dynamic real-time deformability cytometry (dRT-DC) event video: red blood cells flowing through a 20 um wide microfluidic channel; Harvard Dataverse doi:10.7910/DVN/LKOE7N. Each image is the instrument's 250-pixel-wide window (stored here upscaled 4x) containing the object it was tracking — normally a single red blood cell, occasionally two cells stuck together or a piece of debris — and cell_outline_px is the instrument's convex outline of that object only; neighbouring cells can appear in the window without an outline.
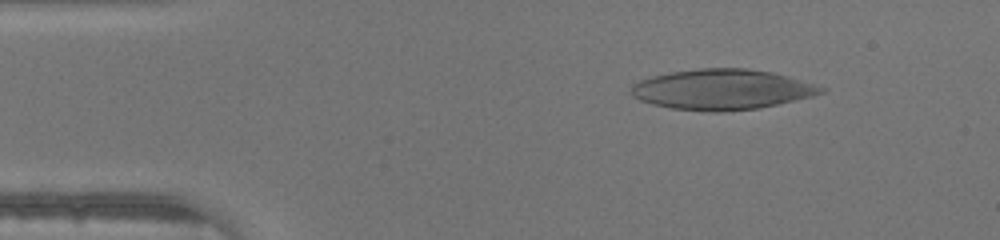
{"species": "human", "species_latin": "Homo sapiens", "temperature_condition": "warm", "stored_images_in_passage": 30, "camera_frame_rate_fps": 3000, "um_per_image_px": 0.085, "donor": {"sex": "male"}, "frame": {"image": 1, "passage_image": 1, "time_ms": 0.0, "image_size_px": [1000, 240], "cell_outline_px": [[828, 88], [824, 92], [812, 96], [760, 108], [720, 112], [712, 112], [672, 108], [652, 104], [640, 100], [632, 96], [628, 92], [632, 84], [640, 80], [652, 76], [672, 72], [700, 68], [748, 68], [772, 72], [788, 76]], "centroid_in_image_um": [61.36, 7.6], "position_along_channel_um": 23.6, "area_um2": 44.8}}
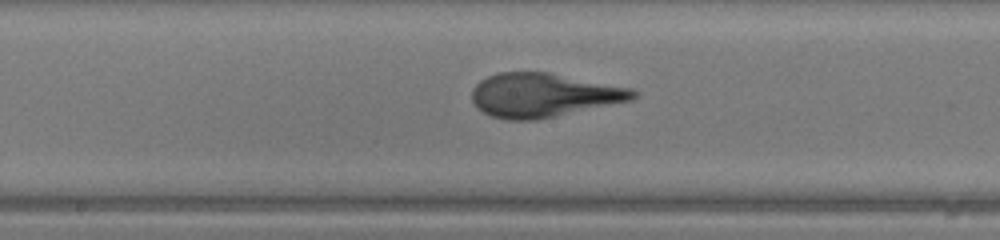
{"frame": {"image": 2, "passage_image": 18, "time_ms": 5.667, "image_size_px": [1000, 240], "cell_outline_px": [[640, 92], [632, 100], [536, 120], [504, 120], [492, 116], [476, 108], [472, 100], [472, 88], [480, 80], [488, 76], [500, 72], [548, 72], [632, 88]], "centroid_in_image_um": [46.18, 8.08], "position_along_channel_um": 202.0, "area_um2": 41.27}}
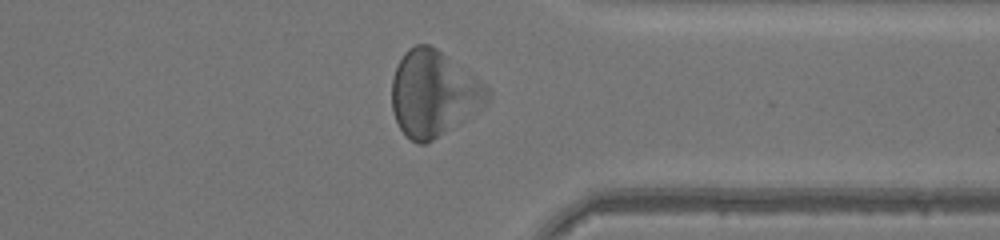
{"frame": {"image": 3, "passage_image": 30, "time_ms": 9.667, "image_size_px": [1000, 240], "cell_outline_px": [[492, 100], [432, 140], [424, 144], [416, 144], [400, 128], [396, 120], [392, 108], [392, 76], [404, 52], [408, 48], [416, 44], [428, 44], [436, 48], [484, 84], [492, 92]], "centroid_in_image_um": [36.83, 7.94], "position_along_channel_um": 374.6, "area_um2": 47.05}}